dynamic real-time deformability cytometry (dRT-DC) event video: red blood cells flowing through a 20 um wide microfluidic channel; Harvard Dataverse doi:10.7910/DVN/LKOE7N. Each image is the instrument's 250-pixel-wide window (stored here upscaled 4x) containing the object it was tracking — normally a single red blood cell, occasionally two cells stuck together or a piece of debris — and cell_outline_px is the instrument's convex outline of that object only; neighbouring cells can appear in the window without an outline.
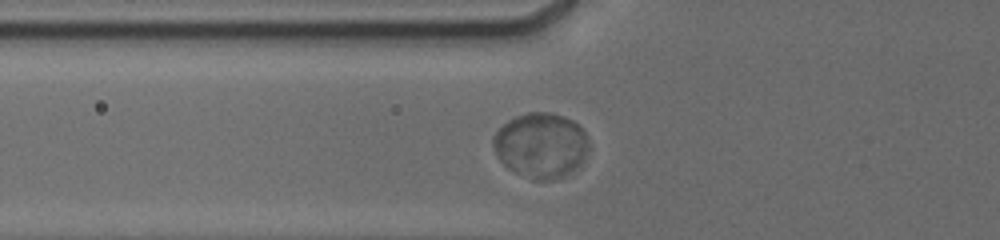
{"species": "human", "species_latin": "Homo sapiens", "temperature_condition": "cold", "stored_images_in_passage": 16, "camera_frame_rate_fps": 3000, "um_per_image_px": 0.085, "donor": {"sex": "male"}, "frame": {"image": 1, "passage_image": 5, "time_ms": 2.333, "image_size_px": [1000, 240], "cell_outline_px": [[592, 144], [584, 160], [576, 168], [560, 180], [532, 180], [508, 168], [496, 156], [492, 144], [492, 136], [508, 120], [516, 116], [528, 112], [548, 112], [564, 116], [580, 124], [588, 136]], "centroid_in_image_um": [46.03, 12.36], "position_along_channel_um": 79.8, "area_um2": 37.05}}
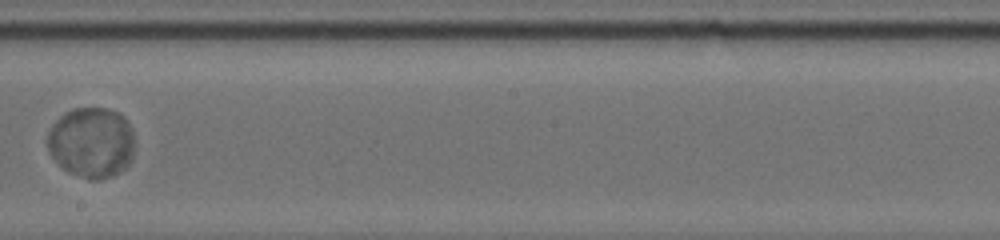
{"frame": {"image": 2, "passage_image": 12, "time_ms": 6.667, "image_size_px": [1000, 240], "cell_outline_px": [[132, 160], [120, 172], [112, 176], [100, 180], [88, 180], [68, 172], [52, 156], [44, 140], [48, 132], [56, 120], [64, 112], [72, 108], [108, 108], [120, 112], [124, 116], [132, 132]], "centroid_in_image_um": [7.75, 12.11], "position_along_channel_um": 240.4, "area_um2": 36.07}}
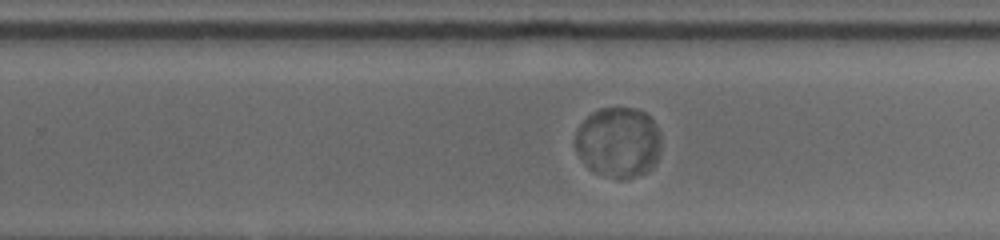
{"frame": {"image": 3, "passage_image": 15, "time_ms": 7.667, "image_size_px": [1000, 240], "cell_outline_px": [[660, 152], [652, 168], [636, 176], [624, 180], [616, 180], [596, 172], [588, 168], [576, 152], [576, 132], [580, 124], [592, 112], [600, 108], [636, 108], [644, 112], [656, 124], [660, 136]], "centroid_in_image_um": [52.56, 12.11], "position_along_channel_um": 277.2, "area_um2": 35.37}}